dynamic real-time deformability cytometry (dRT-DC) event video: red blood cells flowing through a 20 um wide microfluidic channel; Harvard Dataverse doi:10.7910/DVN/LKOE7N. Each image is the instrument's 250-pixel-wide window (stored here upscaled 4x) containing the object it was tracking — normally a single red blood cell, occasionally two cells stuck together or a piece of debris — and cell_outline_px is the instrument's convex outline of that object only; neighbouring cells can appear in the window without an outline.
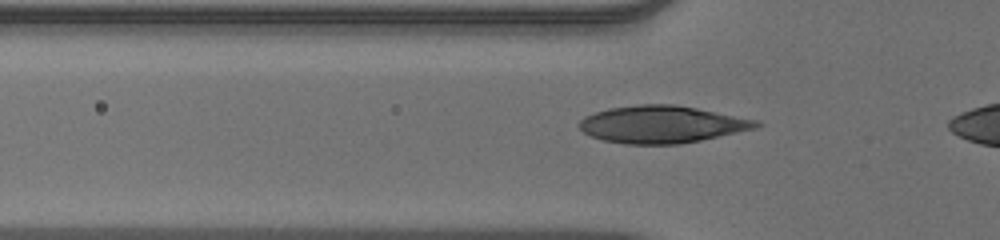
{"species": "human", "species_latin": "Homo sapiens", "temperature_condition": "warm", "stored_images_in_passage": 9, "camera_frame_rate_fps": 3000, "um_per_image_px": 0.085, "donor": {"sex": "male"}, "frame": {"image": 1, "passage_image": 6, "time_ms": 1.667, "image_size_px": [1000, 240], "cell_outline_px": [[764, 124], [756, 128], [700, 140], [680, 144], [624, 144], [604, 140], [592, 136], [584, 132], [580, 128], [580, 120], [584, 116], [608, 108], [636, 104], [676, 104], [760, 120]], "centroid_in_image_um": [56.29, 10.56], "position_along_channel_um": 69.5, "area_um2": 38.44}}